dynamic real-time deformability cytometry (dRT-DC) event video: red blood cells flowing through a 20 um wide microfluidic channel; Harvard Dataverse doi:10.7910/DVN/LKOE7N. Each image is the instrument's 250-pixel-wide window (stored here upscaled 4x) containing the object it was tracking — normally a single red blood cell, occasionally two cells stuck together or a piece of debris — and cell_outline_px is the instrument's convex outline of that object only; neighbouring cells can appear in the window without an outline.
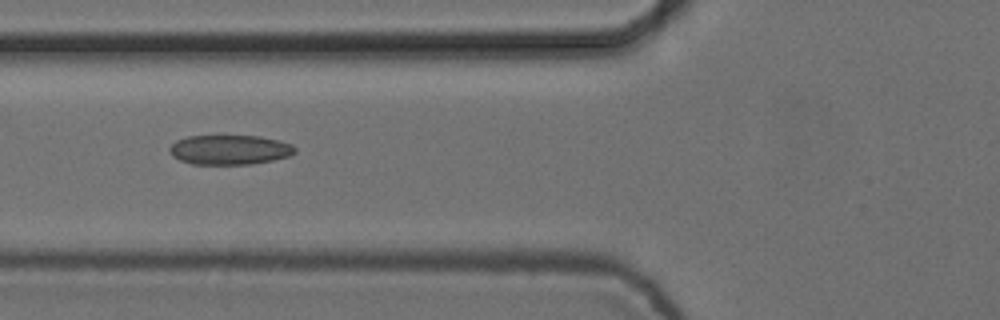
{"species": "common noctule bat (a hibernating species)", "species_latin": "Nyctalus noctula", "temperature_condition": "cold", "stored_images_in_passage": 8, "camera_frame_rate_fps": 3000, "um_per_image_px": 0.085, "animal": {"sex": "female", "body_mass_g": 24.6, "forearm_length_mm": 56.2}, "frame": {"image": 1, "passage_image": 6, "time_ms": 1.667, "image_size_px": [1000, 320], "cell_outline_px": [[296, 152], [288, 156], [272, 160], [252, 164], [192, 164], [180, 160], [172, 156], [168, 148], [176, 140], [188, 136], [260, 136], [280, 140], [292, 144], [296, 148]], "centroid_in_image_um": [19.52, 12.72], "position_along_channel_um": 106.3, "area_um2": 21.73}}
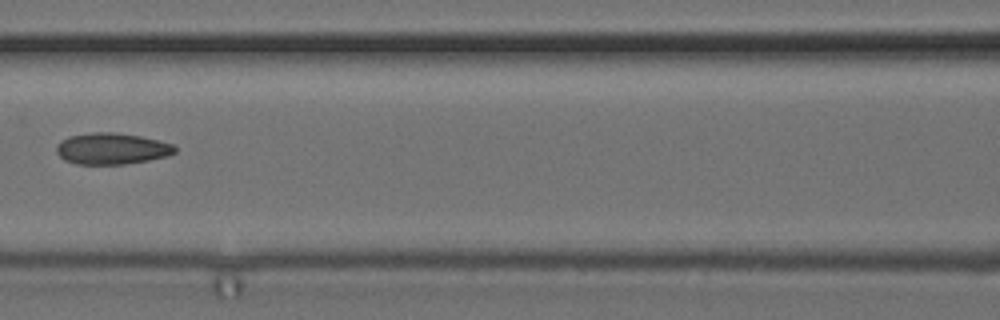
{"frame": {"image": 2, "passage_image": 7, "time_ms": 2.0, "image_size_px": [1000, 320], "cell_outline_px": [[176, 152], [168, 156], [148, 160], [124, 164], [76, 164], [64, 160], [56, 152], [56, 144], [60, 140], [68, 136], [92, 132], [112, 132], [140, 136], [172, 144], [176, 148]], "centroid_in_image_um": [9.46, 12.63], "position_along_channel_um": 157.1, "area_um2": 21.68}}
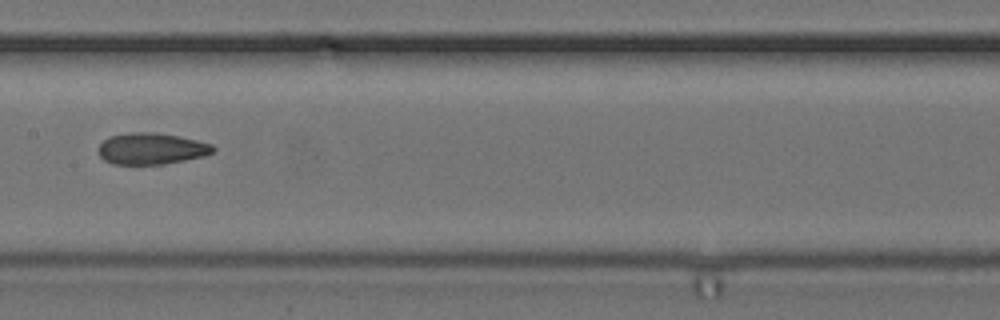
{"frame": {"image": 3, "passage_image": 8, "time_ms": 2.333, "image_size_px": [1000, 320], "cell_outline_px": [[216, 148], [212, 152], [204, 156], [164, 164], [112, 164], [104, 160], [100, 156], [96, 148], [108, 136], [128, 132], [156, 132], [180, 136], [212, 144]], "centroid_in_image_um": [12.83, 12.62], "position_along_channel_um": 194.6, "area_um2": 21.21}}